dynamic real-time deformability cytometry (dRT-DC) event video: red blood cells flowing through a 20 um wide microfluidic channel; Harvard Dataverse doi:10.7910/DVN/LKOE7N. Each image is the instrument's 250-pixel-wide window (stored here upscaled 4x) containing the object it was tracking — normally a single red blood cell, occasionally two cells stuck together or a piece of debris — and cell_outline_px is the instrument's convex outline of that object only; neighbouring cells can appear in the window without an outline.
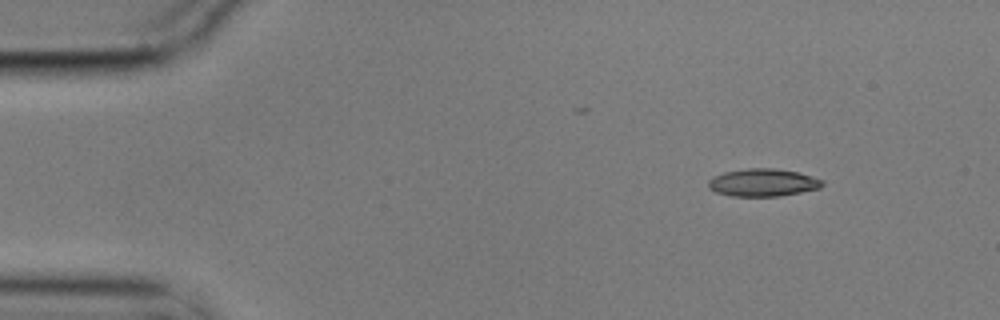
{"species": "common noctule bat (a hibernating species)", "species_latin": "Nyctalus noctula", "temperature_condition": "cold", "stored_images_in_passage": 9, "camera_frame_rate_fps": 3000, "um_per_image_px": 0.085, "animal": {"sex": "male", "body_mass_g": 17.9}, "frame": {"image": 1, "passage_image": 1, "time_ms": 0.0, "image_size_px": [1000, 320], "cell_outline_px": [[824, 184], [820, 188], [780, 196], [732, 196], [716, 192], [708, 188], [708, 180], [712, 176], [724, 172], [748, 168], [772, 168], [796, 172], [812, 176], [824, 180]], "centroid_in_image_um": [64.83, 15.52], "position_along_channel_um": 20.2, "area_um2": 18.38}}
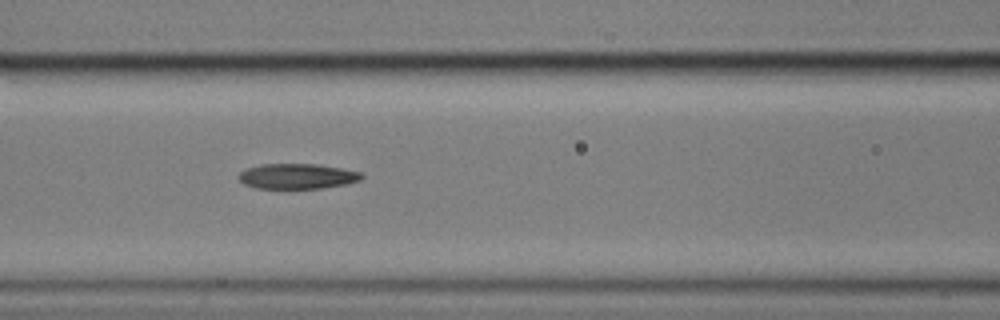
{"frame": {"image": 2, "passage_image": 6, "time_ms": 1.667, "image_size_px": [1000, 320], "cell_outline_px": [[364, 176], [360, 180], [344, 184], [320, 188], [256, 188], [244, 184], [240, 180], [240, 172], [248, 168], [260, 164], [316, 164], [340, 168], [360, 172]], "centroid_in_image_um": [25.26, 14.97], "position_along_channel_um": 141.3, "area_um2": 17.8}}
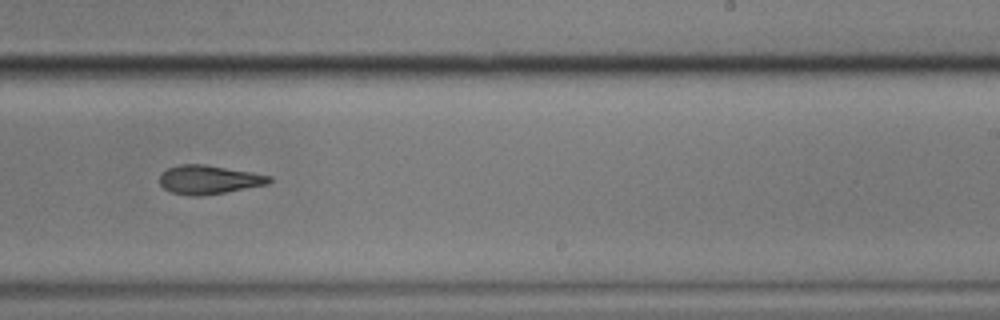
{"frame": {"image": 3, "passage_image": 9, "time_ms": 2.667, "image_size_px": [1000, 320], "cell_outline_px": [[272, 180], [268, 184], [224, 192], [200, 196], [192, 196], [172, 192], [164, 188], [160, 184], [160, 176], [168, 168], [180, 164], [204, 164], [252, 172], [272, 176]], "centroid_in_image_um": [17.76, 15.26], "position_along_channel_um": 271.2, "area_um2": 18.21}}